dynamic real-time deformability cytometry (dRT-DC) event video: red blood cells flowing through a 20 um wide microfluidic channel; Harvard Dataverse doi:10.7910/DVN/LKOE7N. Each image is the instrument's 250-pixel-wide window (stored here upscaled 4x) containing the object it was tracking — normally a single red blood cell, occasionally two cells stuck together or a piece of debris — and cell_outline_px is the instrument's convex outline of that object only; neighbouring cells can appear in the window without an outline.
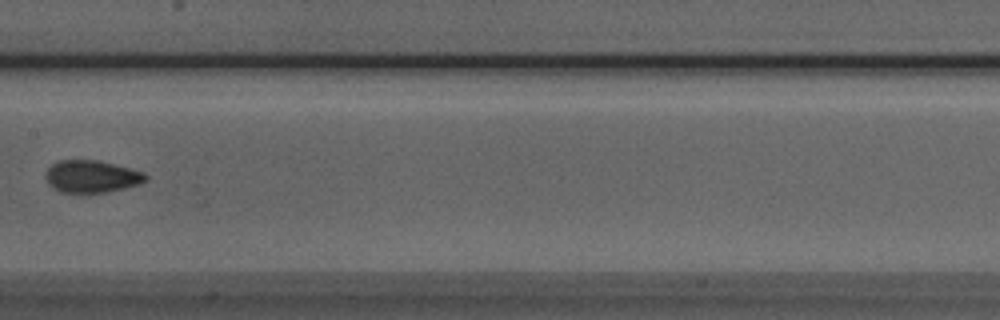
{"species": "Egyptian fruit bat (a non-hibernating species)", "species_latin": "Rousettus aegyptiacus", "temperature_condition": "room temperature", "stored_images_in_passage": 8, "camera_frame_rate_fps": 3000, "um_per_image_px": 0.085, "animal": {"sex": "male"}, "frame": {"image": 1, "passage_image": 7, "time_ms": 8.0, "image_size_px": [1000, 320], "cell_outline_px": [[148, 180], [140, 184], [124, 188], [104, 192], [60, 192], [52, 188], [48, 184], [44, 176], [48, 168], [52, 164], [60, 160], [100, 160], [144, 172], [148, 176]], "centroid_in_image_um": [7.79, 14.99], "position_along_channel_um": 199.6, "area_um2": 18.9}}
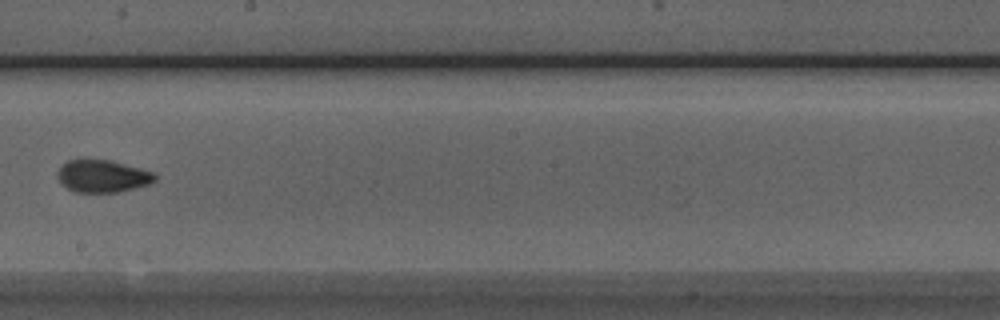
{"frame": {"image": 2, "passage_image": 8, "time_ms": 9.0, "image_size_px": [1000, 320], "cell_outline_px": [[156, 180], [148, 184], [116, 192], [76, 192], [68, 188], [56, 176], [56, 172], [60, 164], [68, 160], [108, 160], [140, 168], [152, 172], [156, 176]], "centroid_in_image_um": [8.67, 14.96], "position_along_channel_um": 239.5, "area_um2": 18.09}}